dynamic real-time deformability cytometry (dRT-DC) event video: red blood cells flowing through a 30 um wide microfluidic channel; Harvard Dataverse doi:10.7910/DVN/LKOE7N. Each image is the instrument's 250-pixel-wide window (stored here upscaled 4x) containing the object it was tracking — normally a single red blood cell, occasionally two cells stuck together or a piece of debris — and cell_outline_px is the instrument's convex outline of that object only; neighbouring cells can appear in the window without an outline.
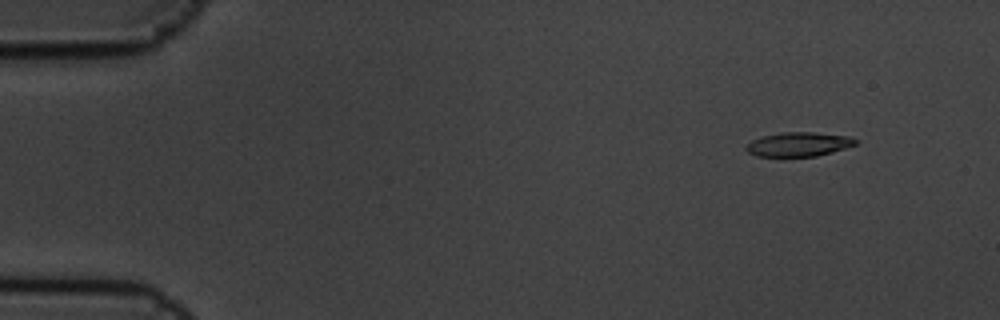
{"species": "common noctule bat (a hibernating species)", "species_latin": "Nyctalus noctula", "temperature_condition": "cold", "stored_images_in_passage": 10, "camera_frame_rate_fps": 3000, "um_per_image_px": 0.085, "animal": {"sex": "male", "body_mass_g": 19.5, "forearm_length_mm": 54.6}, "frame": {"image": 1, "passage_image": 2, "time_ms": 0.333, "image_size_px": [1000, 320], "cell_outline_px": [[860, 140], [856, 144], [832, 152], [816, 156], [784, 160], [756, 156], [748, 152], [744, 148], [752, 140], [760, 136], [780, 132], [816, 132], [848, 136]], "centroid_in_image_um": [67.82, 12.31], "position_along_channel_um": 17.2, "area_um2": 16.36}}
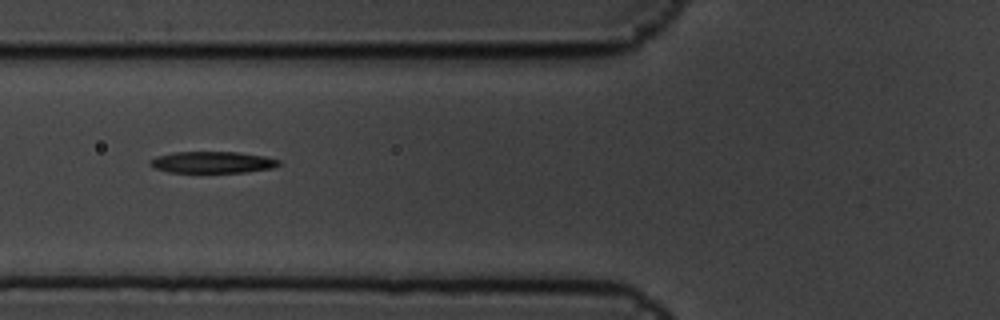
{"frame": {"image": 2, "passage_image": 7, "time_ms": 2.0, "image_size_px": [1000, 320], "cell_outline_px": [[280, 164], [272, 168], [244, 172], [168, 172], [152, 168], [148, 164], [148, 160], [156, 156], [172, 152], [236, 152], [264, 156], [280, 160]], "centroid_in_image_um": [17.98, 13.79], "position_along_channel_um": 107.8, "area_um2": 16.24}}
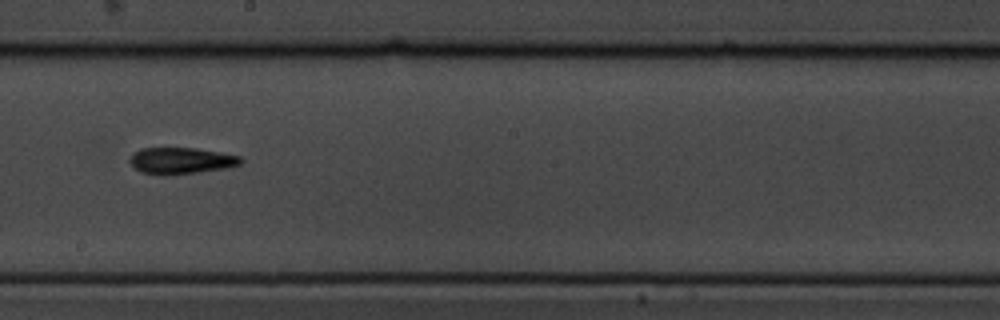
{"frame": {"image": 3, "passage_image": 10, "time_ms": 3.0, "image_size_px": [1000, 320], "cell_outline_px": [[244, 160], [240, 164], [228, 168], [168, 176], [140, 172], [128, 160], [132, 152], [140, 148], [196, 148], [220, 152], [240, 156]], "centroid_in_image_um": [15.38, 13.66], "position_along_channel_um": 232.8, "area_um2": 17.34}}